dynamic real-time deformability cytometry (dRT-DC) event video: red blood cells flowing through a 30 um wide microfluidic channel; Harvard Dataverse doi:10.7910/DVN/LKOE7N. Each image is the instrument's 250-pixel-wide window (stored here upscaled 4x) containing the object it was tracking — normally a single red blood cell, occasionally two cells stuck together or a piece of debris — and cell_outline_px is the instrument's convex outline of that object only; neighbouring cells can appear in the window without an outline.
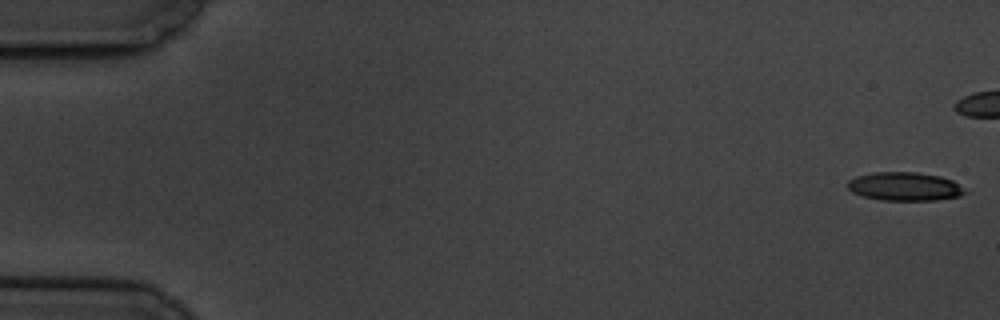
{"species": "common noctule bat (a hibernating species)", "species_latin": "Nyctalus noctula", "temperature_condition": "cold", "stored_images_in_passage": 6, "camera_frame_rate_fps": 3000, "um_per_image_px": 0.085, "animal": {"sex": "male", "body_mass_g": 19.5, "forearm_length_mm": 54.6}, "frame": {"image": 1, "passage_image": 1, "time_ms": 0.0, "image_size_px": [1000, 320], "cell_outline_px": [[972, 192], [960, 196], [936, 200], [880, 200], [864, 196], [852, 192], [848, 188], [848, 180], [856, 176], [872, 172], [916, 172], [940, 176], [952, 180]], "centroid_in_image_um": [76.95, 15.85], "position_along_channel_um": 8.1, "area_um2": 19.71}}
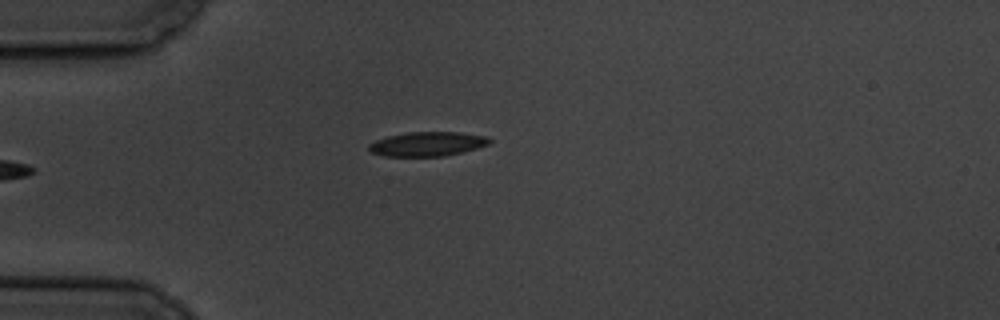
{"frame": {"image": 2, "passage_image": 6, "time_ms": 6.667, "image_size_px": [1000, 320], "cell_outline_px": [[492, 140], [488, 144], [476, 148], [444, 156], [384, 156], [372, 152], [368, 148], [368, 144], [376, 140], [388, 136], [408, 132], [460, 132], [488, 136]], "centroid_in_image_um": [36.33, 12.23], "position_along_channel_um": 48.7, "area_um2": 16.99}}